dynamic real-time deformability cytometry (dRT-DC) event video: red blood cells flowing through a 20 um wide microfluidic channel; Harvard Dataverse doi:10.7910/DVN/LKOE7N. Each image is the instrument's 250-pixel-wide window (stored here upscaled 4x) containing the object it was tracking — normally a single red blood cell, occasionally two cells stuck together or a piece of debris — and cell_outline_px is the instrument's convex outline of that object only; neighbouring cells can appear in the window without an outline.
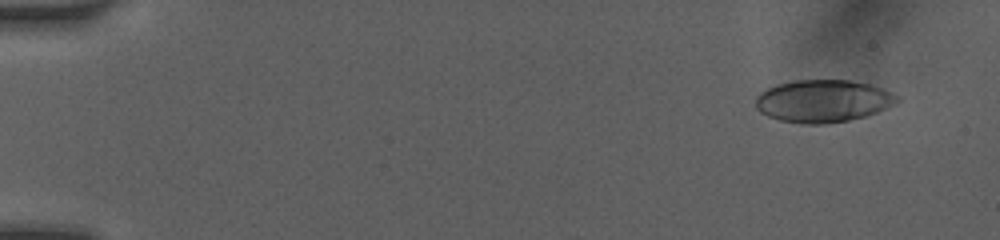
{"species": "human", "species_latin": "Homo sapiens", "temperature_condition": "room temperature", "stored_images_in_passage": 14, "camera_frame_rate_fps": 3000, "um_per_image_px": 0.085, "donor": {"sex": "female"}, "frame": {"image": 1, "passage_image": 3, "time_ms": 1.0, "image_size_px": [1000, 240], "cell_outline_px": [[900, 100], [876, 112], [864, 116], [848, 120], [820, 124], [808, 124], [780, 120], [768, 116], [760, 112], [756, 108], [756, 96], [760, 92], [776, 84], [796, 80], [848, 80], [868, 84], [880, 88], [900, 96]], "centroid_in_image_um": [69.92, 8.58], "position_along_channel_um": 15.1, "area_um2": 34.62}}
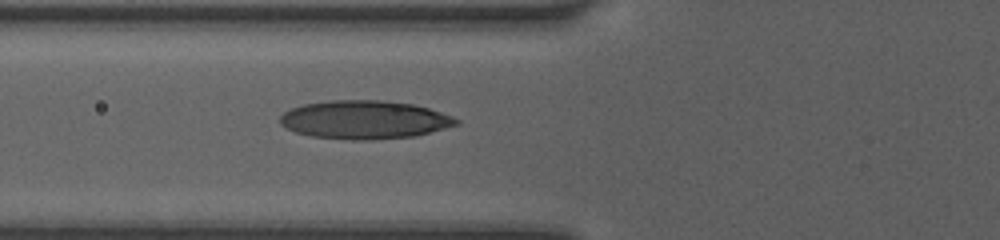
{"frame": {"image": 2, "passage_image": 12, "time_ms": 6.333, "image_size_px": [1000, 240], "cell_outline_px": [[460, 124], [416, 136], [368, 140], [352, 140], [312, 136], [296, 132], [280, 124], [280, 116], [284, 112], [300, 104], [332, 100], [380, 100], [412, 104], [428, 108], [452, 116], [460, 120]], "centroid_in_image_um": [30.99, 10.18], "position_along_channel_um": 94.8, "area_um2": 39.42}}
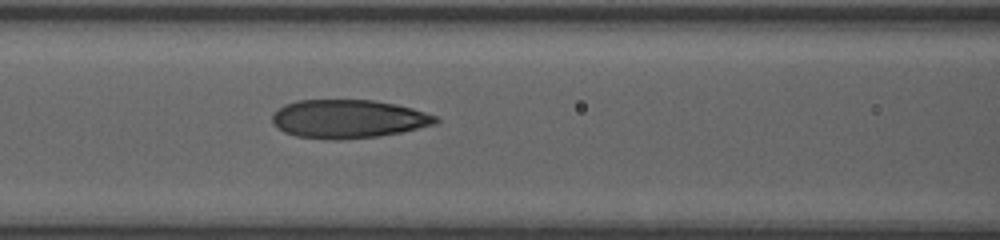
{"frame": {"image": 3, "passage_image": 14, "time_ms": 7.333, "image_size_px": [1000, 240], "cell_outline_px": [[440, 120], [436, 124], [400, 132], [376, 136], [296, 136], [284, 132], [272, 120], [272, 116], [284, 104], [296, 100], [372, 100], [396, 104], [412, 108], [436, 116]], "centroid_in_image_um": [29.65, 10.05], "position_along_channel_um": 136.9, "area_um2": 35.14}}